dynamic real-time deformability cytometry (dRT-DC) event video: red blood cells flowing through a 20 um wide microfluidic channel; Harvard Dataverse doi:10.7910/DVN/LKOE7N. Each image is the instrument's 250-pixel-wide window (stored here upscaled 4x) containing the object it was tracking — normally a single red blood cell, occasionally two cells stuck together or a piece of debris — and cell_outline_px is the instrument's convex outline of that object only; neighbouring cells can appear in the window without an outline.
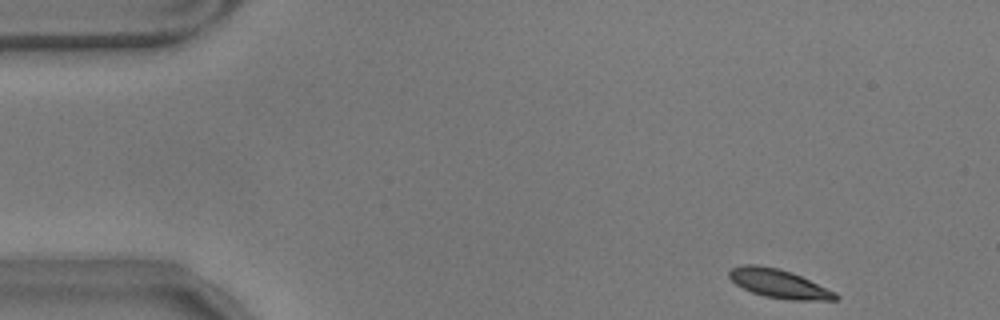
{"species": "common noctule bat (a hibernating species)", "species_latin": "Nyctalus noctula", "temperature_condition": "warm", "stored_images_in_passage": 10, "camera_frame_rate_fps": 3000, "um_per_image_px": 0.085, "animal": {"sex": "male", "body_mass_g": 17.9}, "frame": {"image": 1, "passage_image": 1, "time_ms": 0.0, "image_size_px": [1000, 320], "cell_outline_px": [[840, 296], [836, 300], [792, 300], [764, 296], [752, 292], [736, 284], [728, 276], [728, 272], [732, 268], [744, 264], [756, 264], [780, 268], [792, 272], [836, 292]], "centroid_in_image_um": [66.21, 24.1], "position_along_channel_um": 18.8, "area_um2": 17.8}}